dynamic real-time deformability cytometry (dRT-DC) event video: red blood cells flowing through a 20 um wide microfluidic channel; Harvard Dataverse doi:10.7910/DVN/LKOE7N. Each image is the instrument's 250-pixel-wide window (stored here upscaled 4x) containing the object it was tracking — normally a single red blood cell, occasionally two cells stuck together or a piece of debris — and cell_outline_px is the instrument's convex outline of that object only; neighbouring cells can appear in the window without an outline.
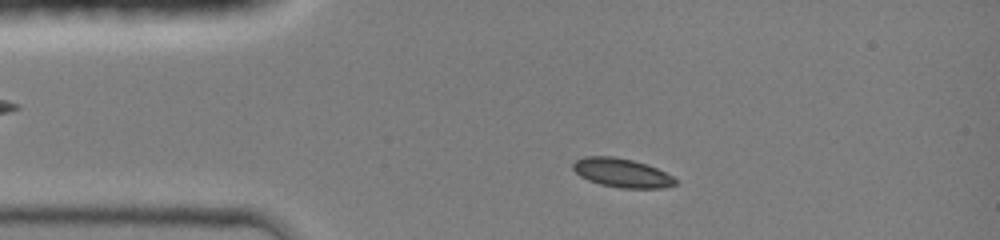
{"species": "common noctule bat (a hibernating species)", "species_latin": "Nyctalus noctula", "temperature_condition": "room temperature", "stored_images_in_passage": 58, "camera_frame_rate_fps": 3000, "um_per_image_px": 0.085, "animal": {"sex": "female", "body_mass_g": 19.0, "forearm_length_mm": 51.5}, "frame": {"image": 1, "passage_image": 12, "time_ms": 2.0, "image_size_px": [1000, 240], "cell_outline_px": [[676, 184], [660, 188], [620, 188], [600, 184], [588, 180], [580, 176], [572, 168], [572, 164], [576, 160], [584, 156], [612, 156], [632, 160], [656, 168], [672, 176], [676, 180]], "centroid_in_image_um": [52.81, 14.69], "position_along_channel_um": 32.2, "area_um2": 17.05}}
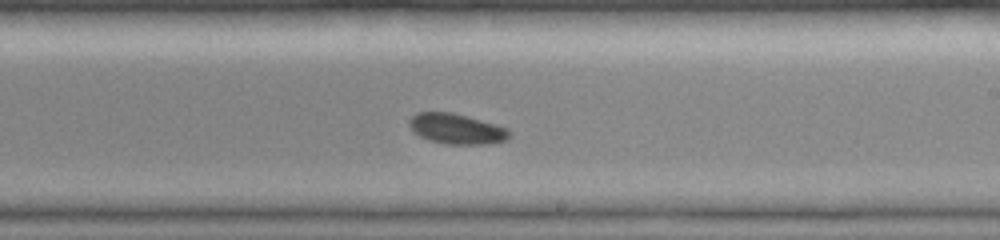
{"frame": {"image": 2, "passage_image": 35, "time_ms": 8.0, "image_size_px": [1000, 240], "cell_outline_px": [[512, 132], [504, 140], [492, 144], [448, 144], [428, 140], [412, 132], [408, 124], [408, 120], [416, 112], [452, 112], [496, 124], [508, 128]], "centroid_in_image_um": [38.78, 10.95], "position_along_channel_um": 250.2, "area_um2": 17.86}}
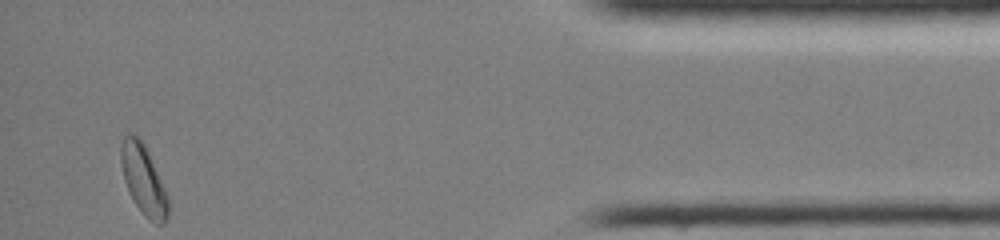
{"frame": {"image": 3, "passage_image": 56, "time_ms": 13.333, "image_size_px": [1000, 240], "cell_outline_px": [[168, 220], [164, 224], [156, 224], [144, 216], [128, 192], [124, 180], [120, 164], [120, 148], [124, 136], [140, 136], [148, 152], [168, 196]], "centroid_in_image_um": [12.19, 15.32], "position_along_channel_um": 423.0, "area_um2": 19.07}, "authors_computed_cell_mechanics": {"area_um2": 17.918, "velocity_mm_per_s": 4.2008, "shape_relaxation_time_tau1_ms": 2.1736, "shape_relaxation_time_tau2_ms": null, "deformation_change_tau1": 0.0513, "deformation_change_tau2": null}}